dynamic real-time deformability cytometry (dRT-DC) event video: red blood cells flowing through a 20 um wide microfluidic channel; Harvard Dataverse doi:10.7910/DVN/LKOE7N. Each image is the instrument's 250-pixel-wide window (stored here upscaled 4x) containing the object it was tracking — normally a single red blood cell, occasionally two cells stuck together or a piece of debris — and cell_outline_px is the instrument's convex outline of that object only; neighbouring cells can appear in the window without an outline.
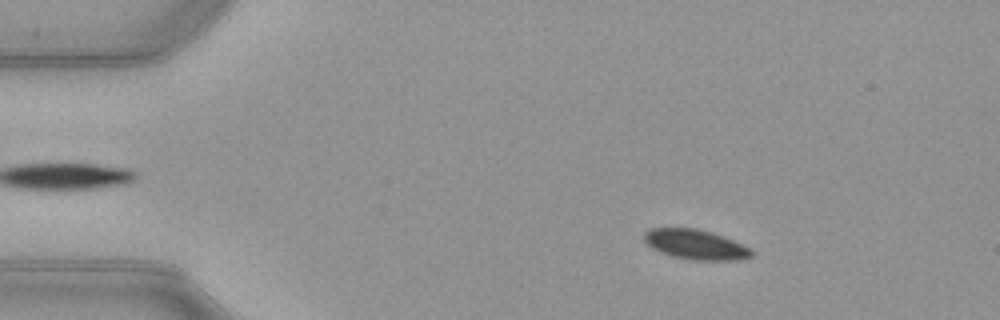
{"species": "common noctule bat (a hibernating species)", "species_latin": "Nyctalus noctula", "temperature_condition": "warm", "stored_images_in_passage": 46, "camera_frame_rate_fps": 3000, "um_per_image_px": 0.085, "animal": {"sex": "female", "body_mass_g": 21.9}, "frame": {"image": 1, "passage_image": 2, "time_ms": 0.333, "image_size_px": [1000, 320], "cell_outline_px": [[756, 252], [752, 256], [736, 260], [692, 260], [672, 256], [660, 252], [652, 248], [644, 240], [644, 232], [648, 228], [696, 228], [712, 232], [724, 236], [752, 248]], "centroid_in_image_um": [59.15, 20.78], "position_along_channel_um": 25.8, "area_um2": 18.9}}
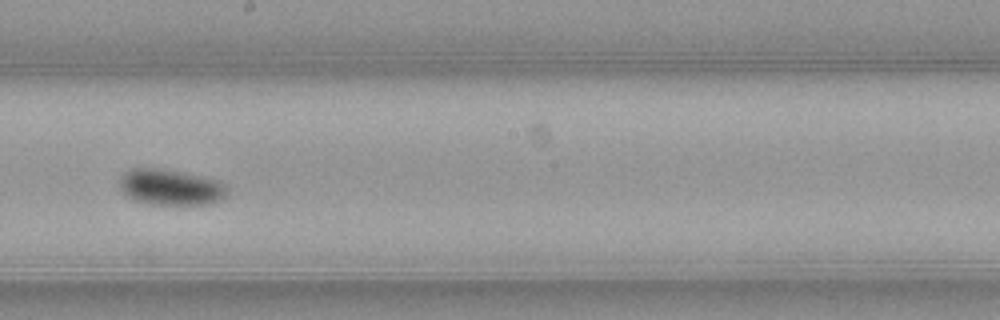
{"frame": {"image": 2, "passage_image": 23, "time_ms": 7.333, "image_size_px": [1000, 320], "cell_outline_px": [[228, 196], [220, 200], [208, 204], [152, 204], [132, 200], [120, 188], [120, 176], [124, 172], [132, 168], [156, 168], [180, 172], [220, 180], [228, 184]], "centroid_in_image_um": [14.55, 15.91], "position_along_channel_um": 233.7, "area_um2": 22.66}}
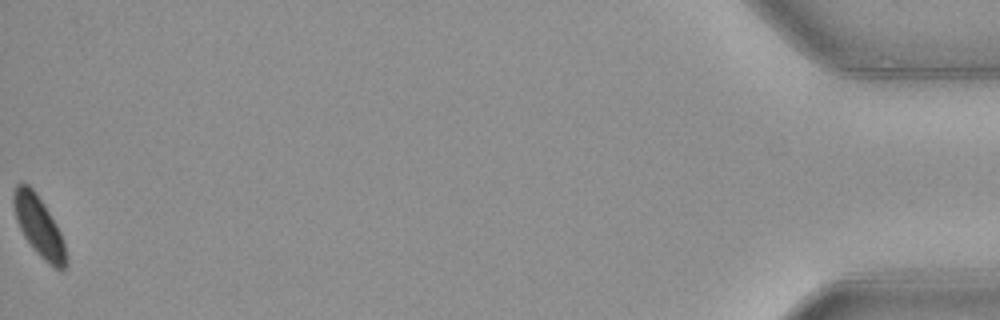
{"frame": {"image": 3, "passage_image": 46, "time_ms": 15.0, "image_size_px": [1000, 320], "cell_outline_px": [[68, 264], [64, 268], [56, 268], [44, 260], [36, 252], [24, 236], [16, 220], [12, 204], [12, 192], [16, 184], [28, 184], [36, 192], [44, 204], [56, 224], [60, 232], [64, 244], [68, 260]], "centroid_in_image_um": [3.28, 19.21], "position_along_channel_um": 431.9, "area_um2": 18.32}, "authors_computed_cell_mechanics": {"area_um2": 20.0855, "velocity_mm_per_s": 3.9661, "shape_relaxation_time_tau1_ms": 4.1787, "shape_relaxation_time_tau2_ms": null, "deformation_change_tau1": 0.1085, "deformation_change_tau2": null}}